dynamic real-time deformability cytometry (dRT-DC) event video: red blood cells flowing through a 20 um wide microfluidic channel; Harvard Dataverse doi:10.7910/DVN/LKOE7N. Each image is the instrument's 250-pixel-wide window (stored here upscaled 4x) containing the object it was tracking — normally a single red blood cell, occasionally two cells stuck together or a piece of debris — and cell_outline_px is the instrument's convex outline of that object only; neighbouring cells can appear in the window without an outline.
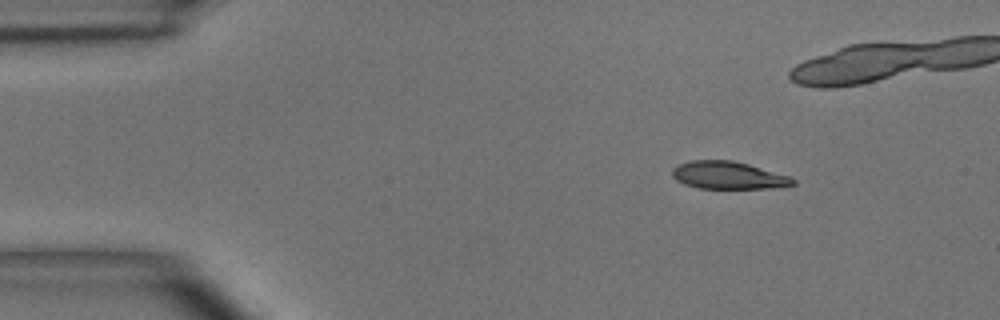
{"species": "common noctule bat (a hibernating species)", "species_latin": "Nyctalus noctula", "temperature_condition": "room temperature", "stored_images_in_passage": 4, "camera_frame_rate_fps": 3000, "um_per_image_px": 0.085, "animal": {"sex": "male", "body_mass_g": 15.6}, "frame": {"image": 1, "passage_image": 1, "time_ms": 0.0, "image_size_px": [1000, 320], "cell_outline_px": [[796, 184], [772, 188], [700, 188], [684, 184], [676, 180], [672, 176], [672, 168], [680, 164], [692, 160], [732, 160], [748, 164], [792, 176], [796, 180]], "centroid_in_image_um": [61.93, 14.9], "position_along_channel_um": 23.1, "area_um2": 19.42}}